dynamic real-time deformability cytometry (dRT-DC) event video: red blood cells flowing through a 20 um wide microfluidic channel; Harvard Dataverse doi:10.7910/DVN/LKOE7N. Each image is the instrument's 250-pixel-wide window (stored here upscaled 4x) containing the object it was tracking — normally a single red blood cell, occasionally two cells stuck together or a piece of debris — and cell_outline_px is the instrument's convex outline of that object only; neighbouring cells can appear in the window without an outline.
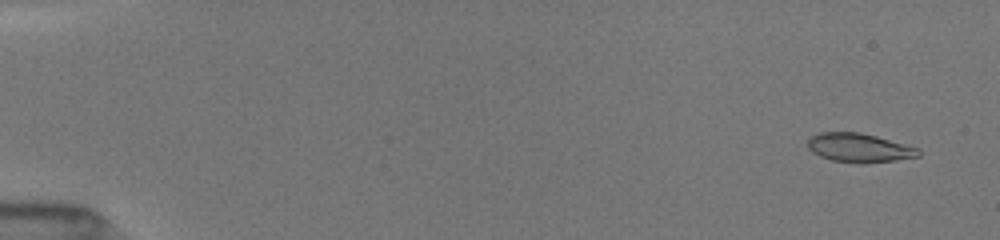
{"species": "common noctule bat (a hibernating species)", "species_latin": "Nyctalus noctula", "temperature_condition": "room temperature", "stored_images_in_passage": 52, "camera_frame_rate_fps": 3000, "um_per_image_px": 0.085, "animal": {"sex": "female", "body_mass_g": 19.5, "forearm_length_mm": 54.1}, "frame": {"image": 1, "passage_image": 3, "time_ms": 0.667, "image_size_px": [1000, 240], "cell_outline_px": [[920, 156], [896, 160], [860, 164], [832, 160], [820, 156], [812, 152], [808, 148], [808, 140], [812, 136], [820, 132], [860, 132], [876, 136], [920, 148]], "centroid_in_image_um": [73.05, 12.57], "position_along_channel_um": 12.0, "area_um2": 18.73}}
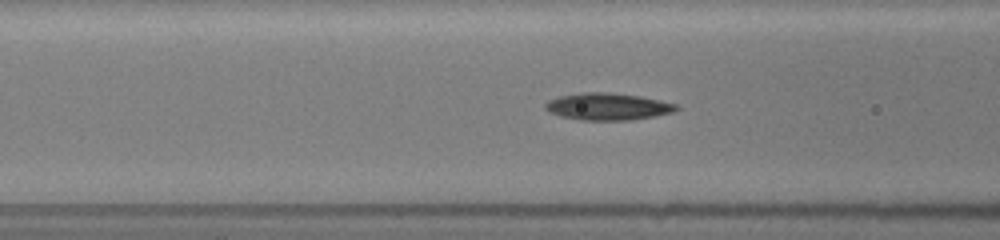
{"frame": {"image": 2, "passage_image": 22, "time_ms": 7.0, "image_size_px": [1000, 240], "cell_outline_px": [[680, 108], [672, 112], [652, 116], [628, 120], [580, 120], [560, 116], [548, 112], [544, 108], [544, 104], [548, 100], [560, 96], [580, 92], [612, 92], [640, 96], [660, 100], [676, 104]], "centroid_in_image_um": [51.61, 9.05], "position_along_channel_um": 115.0, "area_um2": 20.69}}
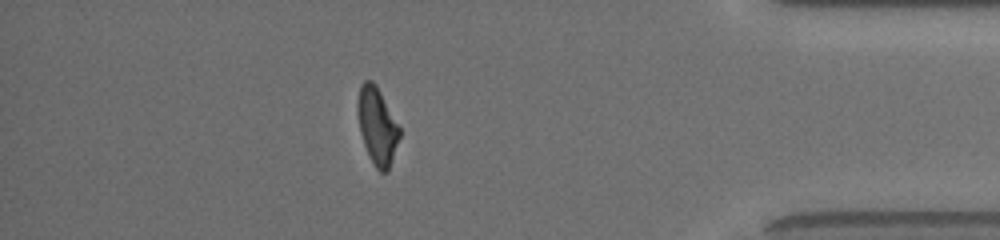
{"frame": {"image": 3, "passage_image": 46, "time_ms": 15.0, "image_size_px": [1000, 240], "cell_outline_px": [[400, 136], [388, 172], [380, 172], [376, 168], [364, 144], [360, 132], [356, 108], [356, 104], [360, 84], [364, 80], [372, 80], [376, 84], [400, 128]], "centroid_in_image_um": [32.04, 10.67], "position_along_channel_um": 403.2, "area_um2": 18.73}, "authors_computed_cell_mechanics": {"area_um2": 19.3919, "velocity_mm_per_s": 4.0185, "shape_relaxation_time_tau1_ms": 4.7436, "shape_relaxation_time_tau2_ms": 2.804, "deformation_change_tau1": 0.167, "deformation_change_tau2": 0.0986}}